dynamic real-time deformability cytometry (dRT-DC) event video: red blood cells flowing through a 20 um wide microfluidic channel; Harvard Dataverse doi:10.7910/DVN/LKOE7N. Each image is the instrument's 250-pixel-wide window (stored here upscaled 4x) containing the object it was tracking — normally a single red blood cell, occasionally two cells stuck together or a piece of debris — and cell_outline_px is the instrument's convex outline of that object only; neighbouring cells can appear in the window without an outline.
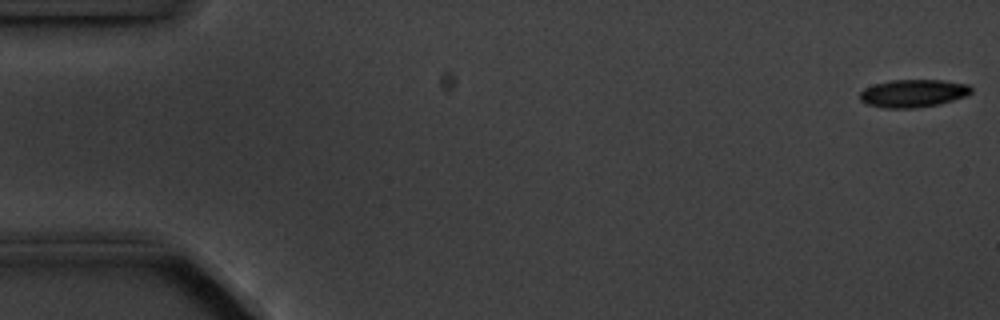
{"species": "common noctule bat (a hibernating species)", "species_latin": "Nyctalus noctula", "temperature_condition": "cold", "stored_images_in_passage": 8, "camera_frame_rate_fps": 3000, "um_per_image_px": 0.085, "animal": {"sex": "male", "body_mass_g": 20.1, "forearm_length_mm": 53.5}, "frame": {"image": 1, "passage_image": 1, "time_ms": 0.0, "image_size_px": [1000, 320], "cell_outline_px": [[972, 92], [964, 96], [952, 100], [936, 104], [916, 108], [884, 108], [868, 104], [860, 100], [860, 92], [864, 88], [876, 84], [892, 80], [944, 80], [968, 84], [972, 88]], "centroid_in_image_um": [77.61, 7.92], "position_along_channel_um": 7.4, "area_um2": 17.86}}
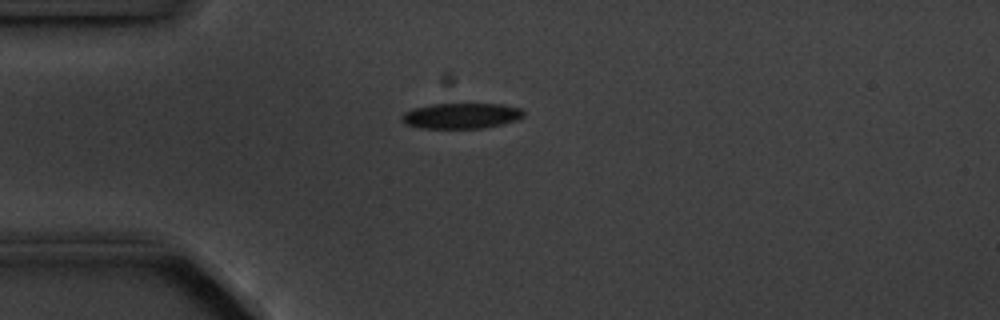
{"frame": {"image": 2, "passage_image": 4, "time_ms": 4.333, "image_size_px": [1000, 320], "cell_outline_px": [[524, 116], [520, 120], [504, 124], [484, 128], [420, 128], [404, 124], [400, 120], [400, 116], [404, 112], [416, 108], [432, 104], [500, 104], [520, 108], [524, 112]], "centroid_in_image_um": [39.22, 9.85], "position_along_channel_um": 45.8, "area_um2": 18.32}}
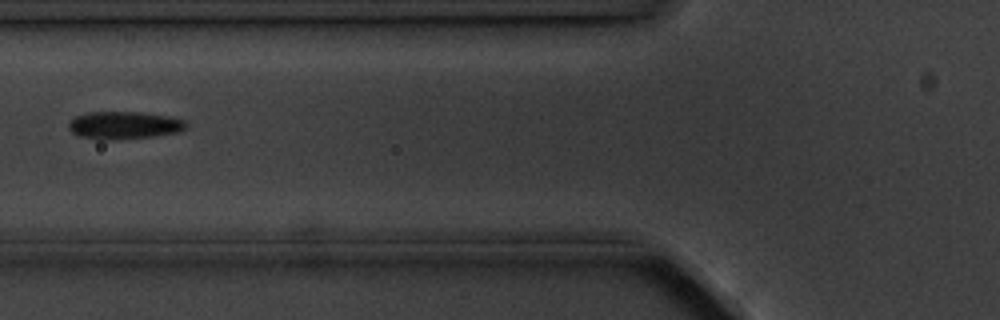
{"frame": {"image": 3, "passage_image": 6, "time_ms": 6.667, "image_size_px": [1000, 320], "cell_outline_px": [[188, 124], [180, 132], [152, 136], [112, 140], [100, 140], [80, 136], [72, 132], [68, 128], [68, 124], [76, 116], [88, 112], [140, 112], [168, 116], [184, 120]], "centroid_in_image_um": [10.54, 10.65], "position_along_channel_um": 115.3, "area_um2": 18.84}}